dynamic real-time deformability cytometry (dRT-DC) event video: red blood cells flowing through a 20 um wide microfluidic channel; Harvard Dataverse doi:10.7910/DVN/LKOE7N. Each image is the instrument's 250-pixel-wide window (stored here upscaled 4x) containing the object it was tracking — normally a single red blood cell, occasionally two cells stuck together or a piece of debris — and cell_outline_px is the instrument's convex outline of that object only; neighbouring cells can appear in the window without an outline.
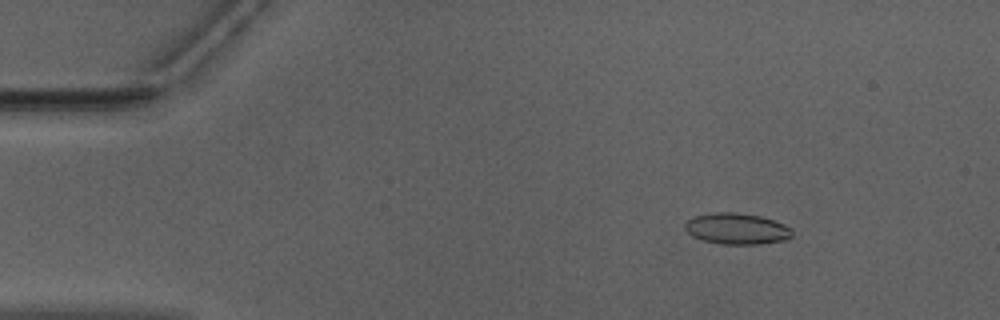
{"species": "Egyptian fruit bat (a non-hibernating species)", "species_latin": "Rousettus aegyptiacus", "temperature_condition": "warm", "stored_images_in_passage": 51, "camera_frame_rate_fps": 3000, "um_per_image_px": 0.085, "animal": {"sex": "male"}, "frame": {"image": 1, "passage_image": 7, "time_ms": 2.0, "image_size_px": [1000, 320], "cell_outline_px": [[792, 236], [788, 240], [756, 244], [720, 244], [704, 240], [692, 236], [684, 228], [684, 224], [688, 220], [696, 216], [712, 212], [736, 212], [760, 216], [784, 224], [792, 228]], "centroid_in_image_um": [62.64, 19.44], "position_along_channel_um": 22.4, "area_um2": 19.48}}
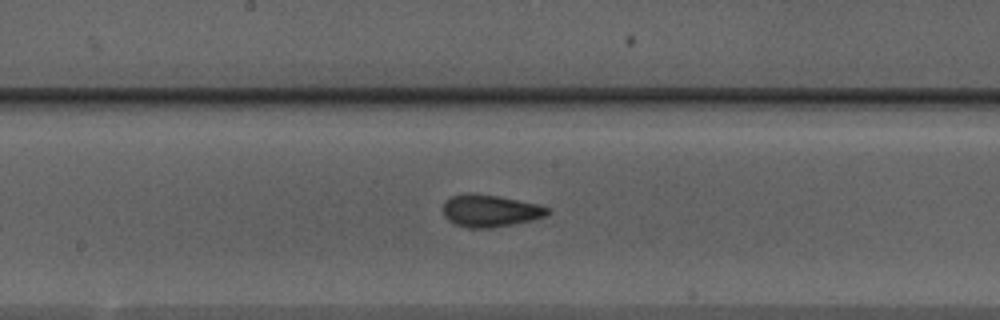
{"frame": {"image": 2, "passage_image": 27, "time_ms": 8.667, "image_size_px": [1000, 320], "cell_outline_px": [[552, 212], [548, 216], [532, 220], [492, 228], [468, 228], [456, 224], [448, 220], [444, 216], [444, 200], [452, 196], [468, 192], [472, 192], [500, 196], [540, 204], [552, 208]], "centroid_in_image_um": [41.72, 17.9], "position_along_channel_um": 206.5, "area_um2": 20.06}}
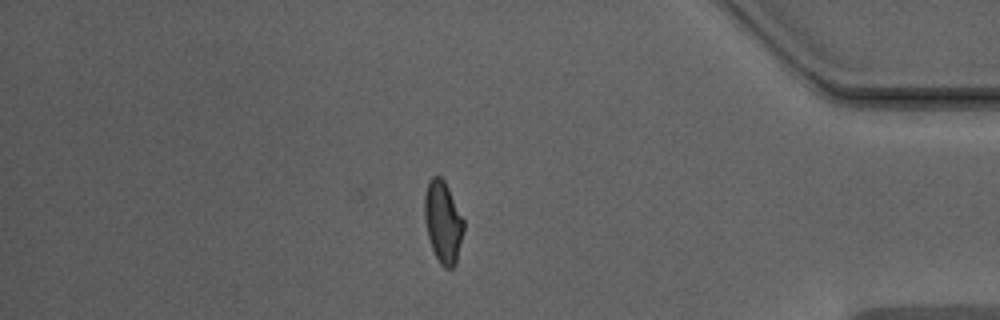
{"frame": {"image": 3, "passage_image": 44, "time_ms": 14.333, "image_size_px": [1000, 320], "cell_outline_px": [[464, 228], [456, 264], [452, 268], [444, 268], [440, 264], [432, 248], [428, 236], [424, 220], [424, 196], [428, 180], [432, 176], [440, 176], [444, 180], [464, 220]], "centroid_in_image_um": [37.64, 18.87], "position_along_channel_um": 397.6, "area_um2": 18.67}, "authors_computed_cell_mechanics": {"area_um2": 18.9584, "velocity_mm_per_s": 3.9838, "shape_relaxation_time_tau1_ms": 7.7243, "shape_relaxation_time_tau2_ms": 1.5452, "deformation_change_tau1": 0.1821, "deformation_change_tau2": 0.0755}}